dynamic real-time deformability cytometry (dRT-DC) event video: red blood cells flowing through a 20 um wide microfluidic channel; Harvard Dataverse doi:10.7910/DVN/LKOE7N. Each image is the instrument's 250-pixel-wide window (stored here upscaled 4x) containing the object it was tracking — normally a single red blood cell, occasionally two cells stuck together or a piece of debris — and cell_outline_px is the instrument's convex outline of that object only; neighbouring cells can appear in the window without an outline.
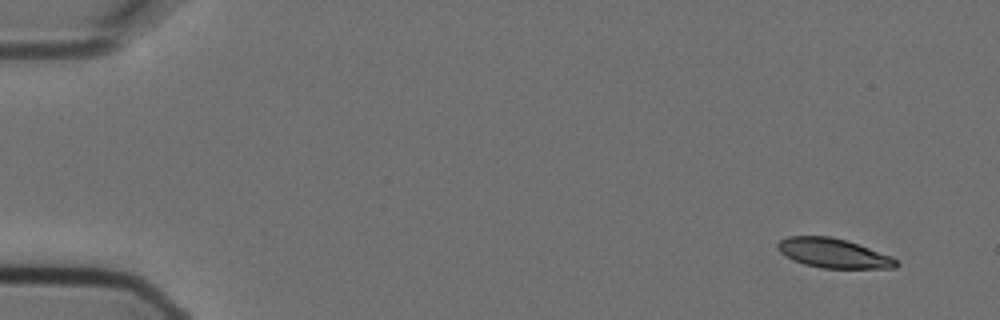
{"species": "Egyptian fruit bat (a non-hibernating species)", "species_latin": "Rousettus aegyptiacus", "temperature_condition": "cold", "stored_images_in_passage": 5, "camera_frame_rate_fps": 3000, "um_per_image_px": 0.085, "animal": {"sex": "female"}, "frame": {"image": 1, "passage_image": 1, "time_ms": 0.0, "image_size_px": [1000, 320], "cell_outline_px": [[900, 264], [896, 268], [820, 268], [804, 264], [792, 260], [780, 252], [776, 248], [776, 244], [780, 240], [788, 236], [832, 236], [848, 240], [892, 256]], "centroid_in_image_um": [70.84, 21.51], "position_along_channel_um": 14.2, "area_um2": 20.58}}
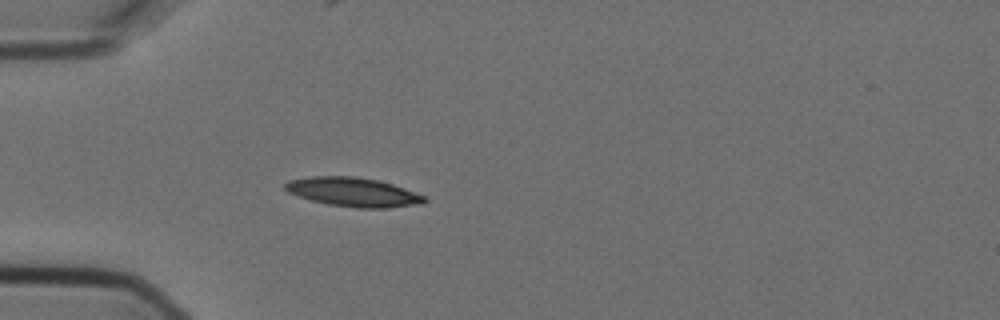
{"frame": {"image": 2, "passage_image": 4, "time_ms": 1.0, "image_size_px": [1000, 320], "cell_outline_px": [[428, 200], [424, 204], [388, 208], [356, 208], [328, 204], [312, 200], [288, 192], [284, 188], [284, 184], [288, 180], [312, 176], [352, 176], [376, 180], [392, 184], [404, 188], [424, 196]], "centroid_in_image_um": [30.04, 16.33], "position_along_channel_um": 55.0, "area_um2": 23.52}}